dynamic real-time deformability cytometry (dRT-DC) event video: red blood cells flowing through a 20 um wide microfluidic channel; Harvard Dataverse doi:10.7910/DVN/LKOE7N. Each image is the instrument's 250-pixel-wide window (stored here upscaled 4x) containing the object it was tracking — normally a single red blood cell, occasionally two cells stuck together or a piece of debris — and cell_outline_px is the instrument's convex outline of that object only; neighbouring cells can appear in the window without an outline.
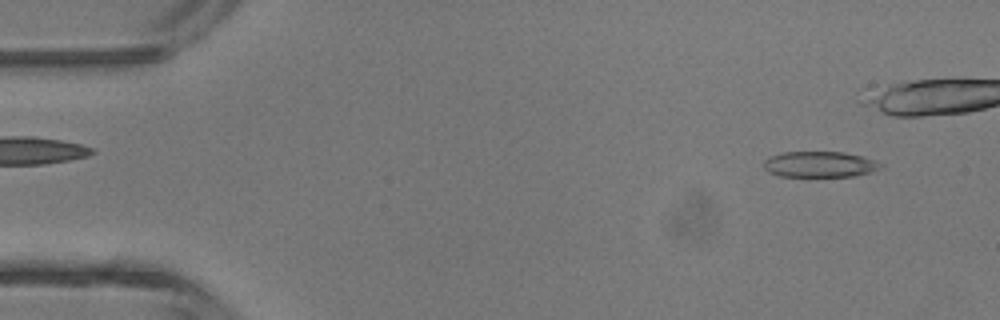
{"species": "common noctule bat (a hibernating species)", "species_latin": "Nyctalus noctula", "temperature_condition": "room temperature", "stored_images_in_passage": 9, "camera_frame_rate_fps": 3000, "um_per_image_px": 0.085, "animal": {"sex": "male", "body_mass_g": 13.3}, "frame": {"image": 1, "passage_image": 1, "time_ms": 0.0, "image_size_px": [1000, 320], "cell_outline_px": [[884, 164], [880, 168], [872, 172], [856, 176], [780, 176], [768, 172], [764, 168], [764, 160], [768, 156], [784, 152], [844, 152], [860, 156]], "centroid_in_image_um": [69.65, 13.97], "position_along_channel_um": 15.3, "area_um2": 17.57}}
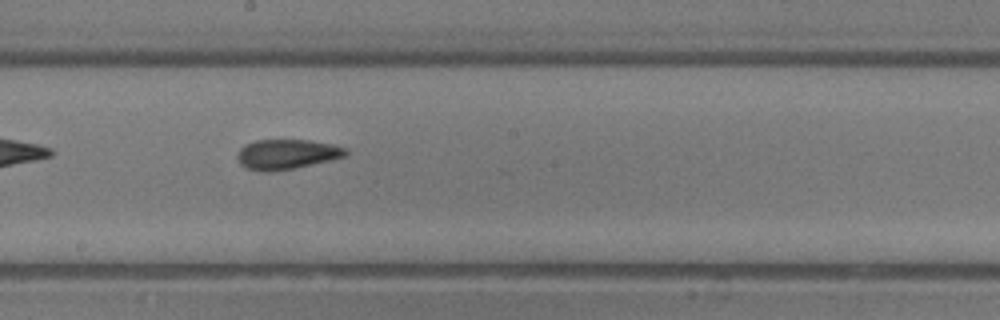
{"frame": {"image": 2, "passage_image": 8, "time_ms": 2.333, "image_size_px": [1000, 320], "cell_outline_px": [[348, 152], [344, 156], [332, 160], [272, 172], [264, 172], [244, 168], [240, 164], [236, 156], [240, 148], [244, 144], [256, 140], [308, 140], [332, 144], [348, 148]], "centroid_in_image_um": [24.34, 13.11], "position_along_channel_um": 223.9, "area_um2": 19.02}}
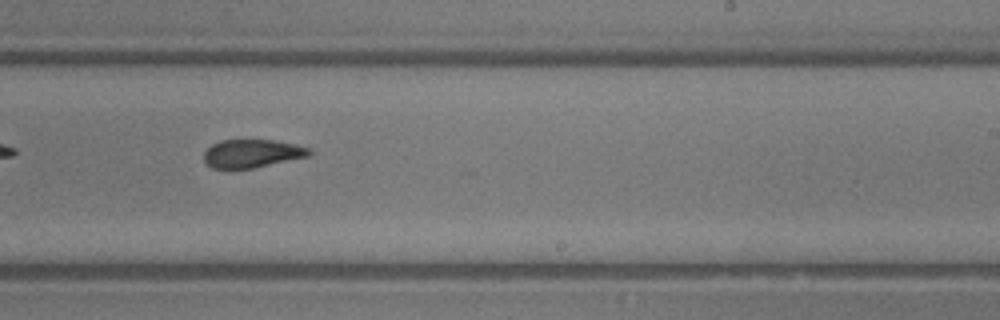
{"frame": {"image": 3, "passage_image": 9, "time_ms": 2.667, "image_size_px": [1000, 320], "cell_outline_px": [[312, 152], [308, 156], [252, 168], [228, 172], [212, 168], [204, 160], [204, 152], [212, 144], [220, 140], [272, 140], [296, 144], [312, 148]], "centroid_in_image_um": [21.38, 13.08], "position_along_channel_um": 267.6, "area_um2": 17.74}}